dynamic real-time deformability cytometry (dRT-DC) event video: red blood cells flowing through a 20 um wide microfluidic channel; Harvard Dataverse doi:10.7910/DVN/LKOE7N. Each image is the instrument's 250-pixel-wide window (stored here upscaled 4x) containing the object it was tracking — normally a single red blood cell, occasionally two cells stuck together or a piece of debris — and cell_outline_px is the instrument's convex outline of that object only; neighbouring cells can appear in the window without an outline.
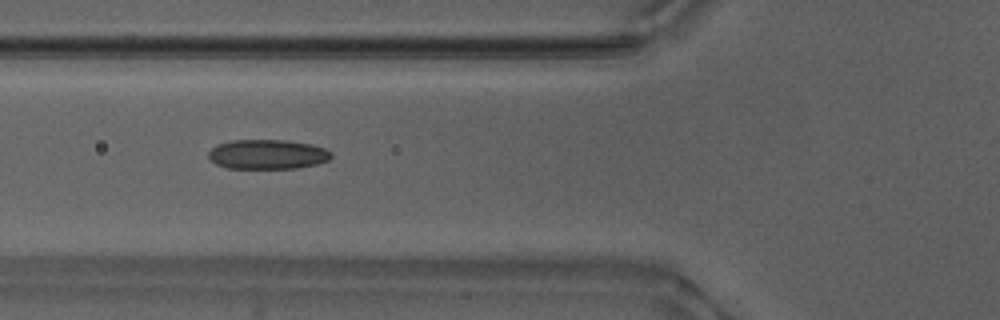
{"species": "Egyptian fruit bat (a non-hibernating species)", "species_latin": "Rousettus aegyptiacus", "temperature_condition": "warm", "stored_images_in_passage": 39, "camera_frame_rate_fps": 3000, "um_per_image_px": 0.085, "animal": {"sex": "male"}, "frame": {"image": 1, "passage_image": 10, "time_ms": 3.0, "image_size_px": [1000, 320], "cell_outline_px": [[332, 156], [328, 160], [316, 164], [296, 168], [228, 168], [216, 164], [208, 156], [208, 152], [216, 144], [232, 140], [288, 140], [312, 144], [324, 148], [332, 152]], "centroid_in_image_um": [22.74, 13.11], "position_along_channel_um": 103.1, "area_um2": 21.21}}
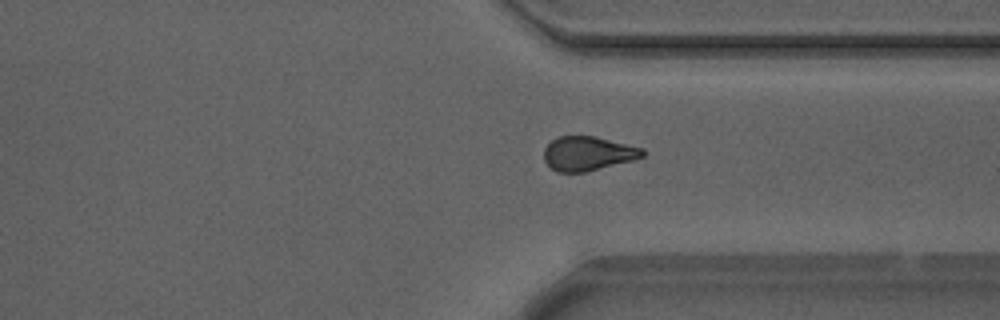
{"frame": {"image": 2, "passage_image": 30, "time_ms": 9.667, "image_size_px": [1000, 320], "cell_outline_px": [[644, 156], [632, 160], [588, 172], [556, 172], [544, 160], [544, 148], [556, 136], [596, 136], [644, 148]], "centroid_in_image_um": [49.97, 13.04], "position_along_channel_um": 361.4, "area_um2": 19.77}}
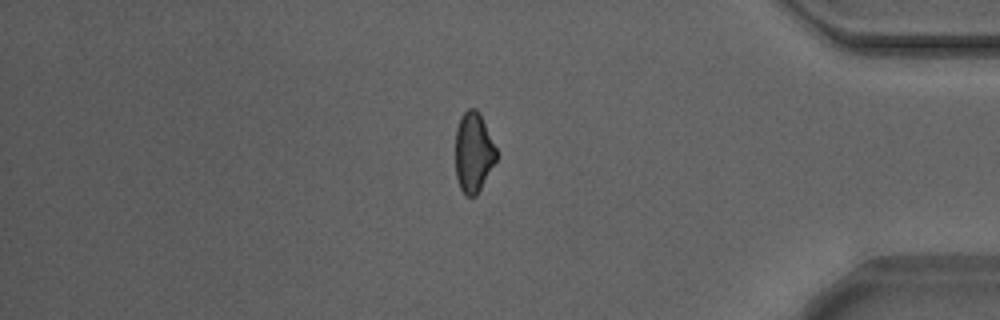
{"frame": {"image": 3, "passage_image": 35, "time_ms": 11.333, "image_size_px": [1000, 320], "cell_outline_px": [[496, 160], [476, 196], [464, 196], [460, 188], [456, 176], [456, 128], [460, 116], [468, 108], [476, 108], [480, 112], [496, 148]], "centroid_in_image_um": [40.23, 12.93], "position_along_channel_um": 395.0, "area_um2": 19.07}}